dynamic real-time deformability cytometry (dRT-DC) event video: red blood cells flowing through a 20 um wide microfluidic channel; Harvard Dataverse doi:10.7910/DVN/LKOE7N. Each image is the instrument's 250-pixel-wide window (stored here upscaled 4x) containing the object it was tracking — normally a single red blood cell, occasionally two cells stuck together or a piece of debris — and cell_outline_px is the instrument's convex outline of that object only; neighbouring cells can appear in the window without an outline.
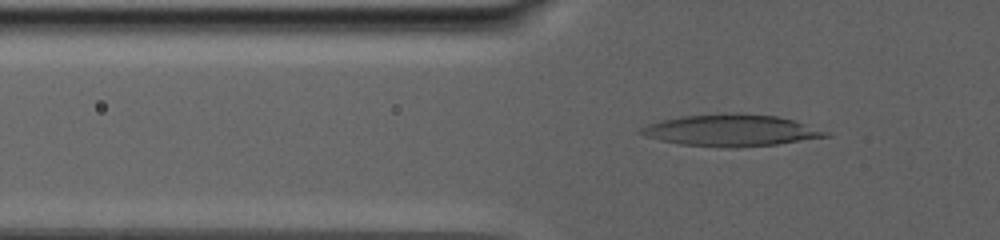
{"species": "human", "species_latin": "Homo sapiens", "temperature_condition": "warm", "stored_images_in_passage": 82, "camera_frame_rate_fps": 3000, "um_per_image_px": 0.085, "donor": {"sex": "male"}, "frame": {"image": 1, "passage_image": 30, "time_ms": 9.667, "image_size_px": [1000, 240], "cell_outline_px": [[832, 136], [776, 144], [732, 148], [728, 148], [680, 144], [660, 140], [644, 136], [636, 132], [640, 128], [648, 124], [660, 120], [684, 116], [776, 116], [792, 120], [828, 132]], "centroid_in_image_um": [62.08, 11.14], "position_along_channel_um": 63.7, "area_um2": 32.71}}
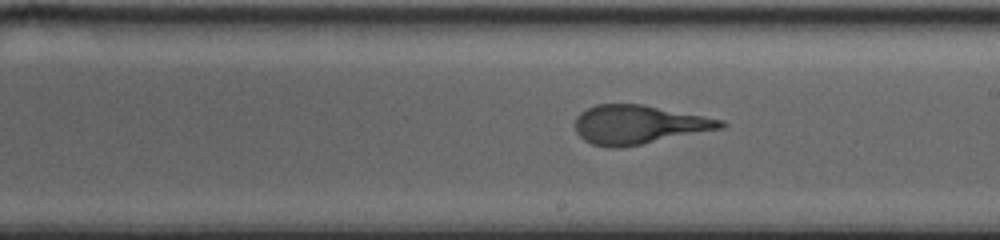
{"frame": {"image": 2, "passage_image": 51, "time_ms": 16.667, "image_size_px": [1000, 240], "cell_outline_px": [[728, 124], [724, 128], [620, 148], [608, 148], [592, 144], [584, 140], [576, 132], [576, 116], [580, 112], [596, 104], [644, 104], [724, 120]], "centroid_in_image_um": [54.29, 10.59], "position_along_channel_um": 234.7, "area_um2": 33.0}}
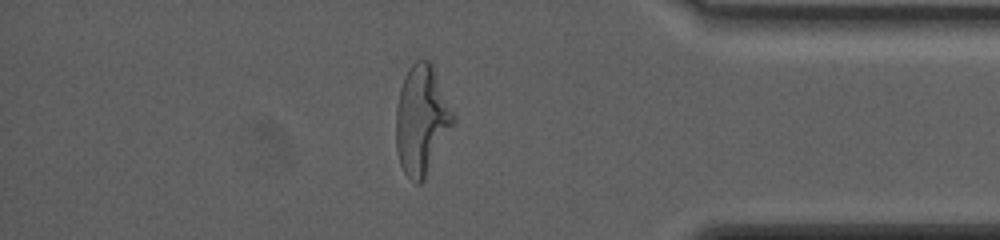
{"frame": {"image": 3, "passage_image": 72, "time_ms": 23.667, "image_size_px": [1000, 240], "cell_outline_px": [[456, 120], [424, 180], [420, 184], [416, 184], [404, 172], [400, 164], [396, 148], [396, 108], [400, 88], [404, 76], [408, 68], [420, 56], [432, 60], [456, 116]], "centroid_in_image_um": [35.86, 10.12], "position_along_channel_um": 399.3, "area_um2": 37.11}}